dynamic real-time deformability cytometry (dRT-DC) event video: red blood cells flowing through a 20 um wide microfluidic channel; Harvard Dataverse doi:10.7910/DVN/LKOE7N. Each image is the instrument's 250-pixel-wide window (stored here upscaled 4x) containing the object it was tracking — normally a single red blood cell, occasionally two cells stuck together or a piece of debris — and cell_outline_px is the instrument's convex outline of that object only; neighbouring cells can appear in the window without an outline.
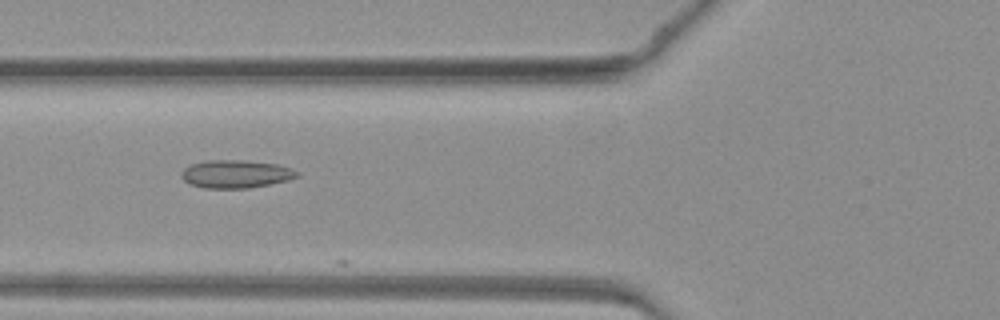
{"species": "common noctule bat (a hibernating species)", "species_latin": "Nyctalus noctula", "temperature_condition": "warm", "stored_images_in_passage": 22, "camera_frame_rate_fps": 3000, "um_per_image_px": 0.085, "animal": {"sex": "female", "body_mass_g": 19.3, "forearm_length_mm": 54.1}, "frame": {"image": 1, "passage_image": 18, "time_ms": 5.667, "image_size_px": [1000, 320], "cell_outline_px": [[300, 176], [288, 180], [248, 188], [204, 188], [188, 184], [180, 176], [180, 172], [184, 168], [192, 164], [204, 160], [248, 160], [280, 164], [300, 172]], "centroid_in_image_um": [20.04, 14.78], "position_along_channel_um": 105.8, "area_um2": 19.13}}
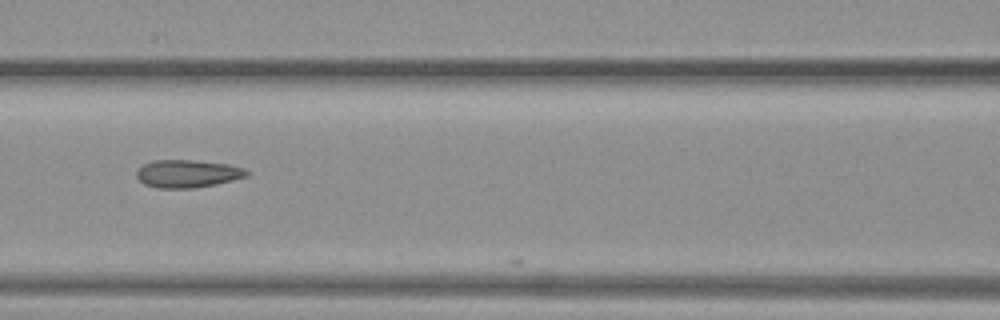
{"frame": {"image": 2, "passage_image": 21, "time_ms": 6.667, "image_size_px": [1000, 320], "cell_outline_px": [[248, 176], [216, 184], [192, 188], [156, 188], [144, 184], [136, 176], [136, 172], [144, 164], [152, 160], [196, 160], [228, 164], [244, 168], [248, 172]], "centroid_in_image_um": [15.93, 14.76], "position_along_channel_um": 150.7, "area_um2": 17.8}}